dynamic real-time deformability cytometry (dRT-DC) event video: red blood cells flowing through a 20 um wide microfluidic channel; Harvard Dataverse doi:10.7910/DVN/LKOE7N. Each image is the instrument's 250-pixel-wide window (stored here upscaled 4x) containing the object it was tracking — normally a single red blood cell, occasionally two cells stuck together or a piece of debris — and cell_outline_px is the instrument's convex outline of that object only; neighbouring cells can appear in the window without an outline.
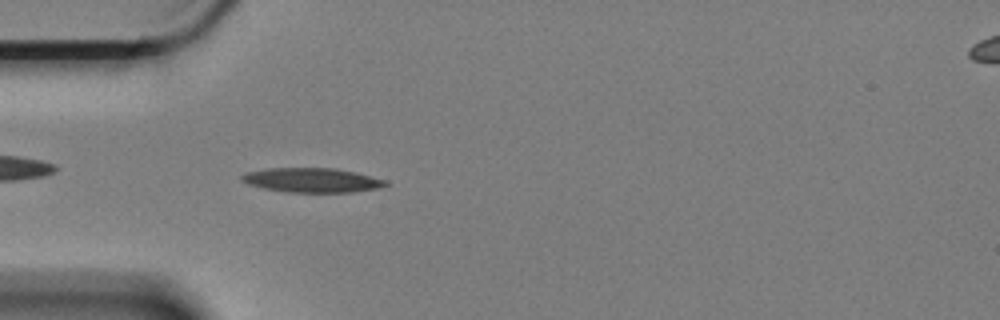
{"species": "Egyptian fruit bat (a non-hibernating species)", "species_latin": "Rousettus aegyptiacus", "temperature_condition": "cold", "stored_images_in_passage": 45, "camera_frame_rate_fps": 3000, "um_per_image_px": 0.085, "animal": {"sex": "female"}, "frame": {"image": 1, "passage_image": 3, "time_ms": 0.667, "image_size_px": [1000, 320], "cell_outline_px": [[388, 184], [376, 188], [352, 192], [288, 192], [264, 188], [248, 184], [240, 180], [240, 176], [248, 172], [268, 168], [336, 168], [384, 180]], "centroid_in_image_um": [26.44, 15.31], "position_along_channel_um": 58.6, "area_um2": 20.06}}
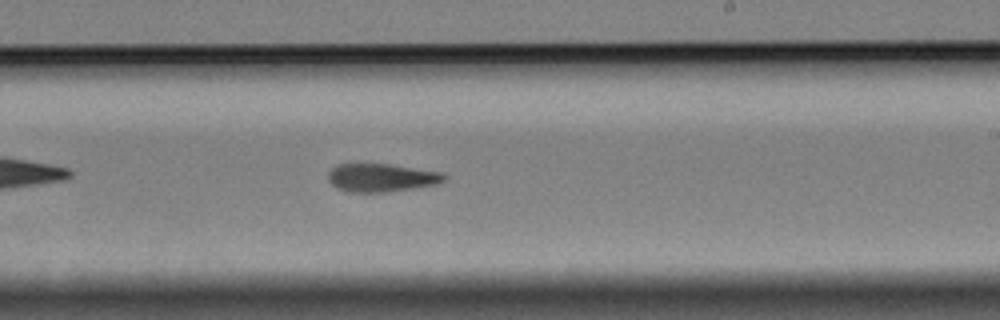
{"frame": {"image": 2, "passage_image": 21, "time_ms": 6.667, "image_size_px": [1000, 320], "cell_outline_px": [[448, 176], [444, 180], [436, 184], [412, 188], [384, 192], [348, 192], [336, 188], [328, 180], [328, 172], [332, 168], [340, 164], [388, 164], [440, 172]], "centroid_in_image_um": [32.38, 15.1], "position_along_channel_um": 256.6, "area_um2": 18.84}}
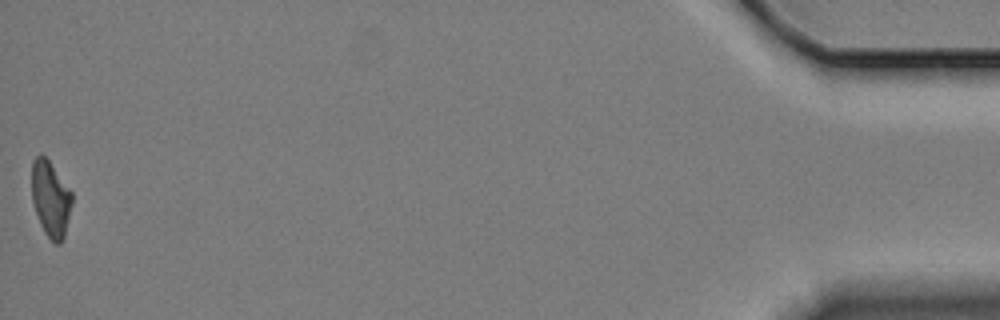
{"frame": {"image": 3, "passage_image": 45, "time_ms": 14.667, "image_size_px": [1000, 320], "cell_outline_px": [[72, 204], [64, 236], [60, 244], [56, 244], [44, 232], [40, 224], [32, 204], [32, 160], [40, 152], [48, 160], [72, 192]], "centroid_in_image_um": [4.28, 16.89], "position_along_channel_um": 430.9, "area_um2": 17.74}, "authors_computed_cell_mechanics": {"area_um2": 19.2474, "velocity_mm_per_s": 3.3511, "shape_relaxation_time_tau1_ms": 4.3629, "shape_relaxation_time_tau2_ms": 8.1665, "deformation_change_tau1": 0.157, "deformation_change_tau2": 0.1621}}